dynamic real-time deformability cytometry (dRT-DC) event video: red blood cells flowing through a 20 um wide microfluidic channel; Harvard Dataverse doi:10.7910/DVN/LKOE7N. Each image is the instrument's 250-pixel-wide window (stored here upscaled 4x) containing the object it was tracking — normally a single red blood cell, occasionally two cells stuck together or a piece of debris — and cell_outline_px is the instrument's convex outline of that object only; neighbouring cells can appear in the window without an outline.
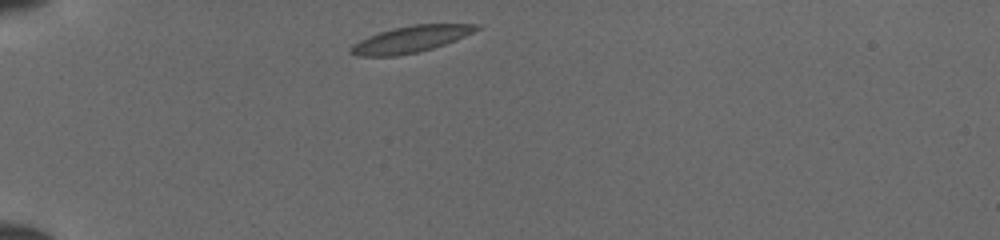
{"species": "common noctule bat (a hibernating species)", "species_latin": "Nyctalus noctula", "temperature_condition": "cold", "stored_images_in_passage": 36, "camera_frame_rate_fps": 3000, "um_per_image_px": 0.085, "animal": {"sex": "female", "body_mass_g": 19.5, "forearm_length_mm": 54.1}, "frame": {"image": 1, "passage_image": 1, "time_ms": 0.0, "image_size_px": [1000, 240], "cell_outline_px": [[480, 28], [456, 40], [432, 48], [416, 52], [396, 56], [356, 56], [348, 52], [348, 48], [352, 44], [368, 36], [392, 28], [412, 24], [480, 24]], "centroid_in_image_um": [34.85, 3.33], "position_along_channel_um": 50.2, "area_um2": 19.36}}
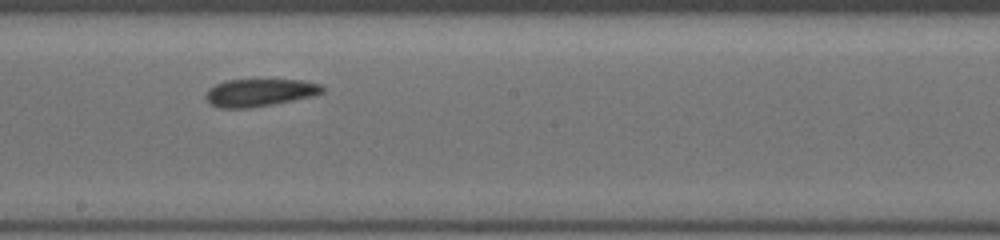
{"frame": {"image": 2, "passage_image": 16, "time_ms": 5.0, "image_size_px": [1000, 240], "cell_outline_px": [[324, 92], [316, 96], [272, 104], [248, 108], [220, 108], [208, 104], [204, 96], [208, 88], [224, 80], [304, 80], [320, 84], [324, 88]], "centroid_in_image_um": [22.05, 7.87], "position_along_channel_um": 226.1, "area_um2": 18.96}}
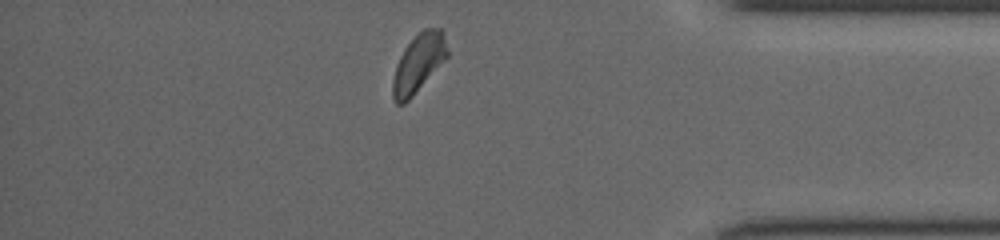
{"frame": {"image": 3, "passage_image": 30, "time_ms": 9.667, "image_size_px": [1000, 240], "cell_outline_px": [[448, 56], [412, 96], [404, 104], [396, 104], [392, 100], [392, 80], [396, 64], [404, 48], [424, 28], [444, 28], [448, 52]], "centroid_in_image_um": [35.56, 5.36], "position_along_channel_um": 399.6, "area_um2": 18.5}}